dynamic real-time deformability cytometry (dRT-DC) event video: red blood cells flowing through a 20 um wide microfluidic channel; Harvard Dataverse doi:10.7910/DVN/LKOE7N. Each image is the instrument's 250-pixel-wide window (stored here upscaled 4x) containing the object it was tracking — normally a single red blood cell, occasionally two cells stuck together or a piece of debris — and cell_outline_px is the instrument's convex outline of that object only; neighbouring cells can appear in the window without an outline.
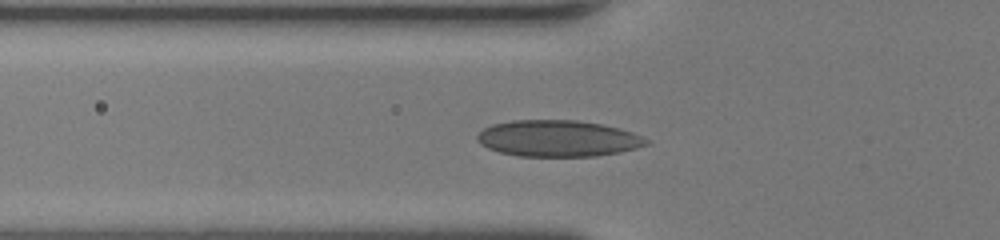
{"species": "human", "species_latin": "Homo sapiens", "temperature_condition": "room temperature", "stored_images_in_passage": 36, "camera_frame_rate_fps": 3000, "um_per_image_px": 0.085, "donor": {"sex": "female"}, "frame": {"image": 1, "passage_image": 7, "time_ms": 2.0, "image_size_px": [1000, 240], "cell_outline_px": [[652, 144], [620, 152], [596, 156], [520, 156], [500, 152], [488, 148], [480, 144], [476, 140], [476, 136], [484, 128], [492, 124], [512, 120], [576, 120], [604, 124], [620, 128], [632, 132], [648, 140]], "centroid_in_image_um": [47.44, 11.76], "position_along_channel_um": 78.4, "area_um2": 36.01}}
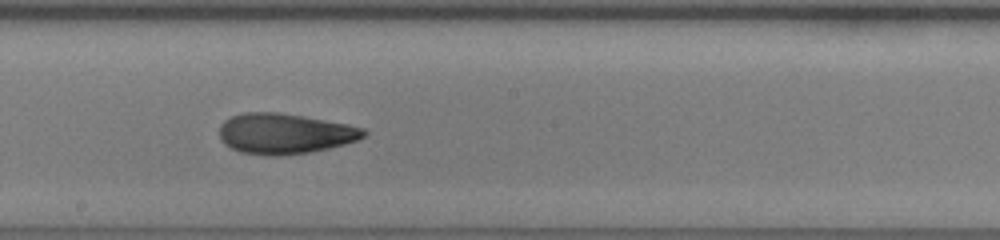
{"frame": {"image": 2, "passage_image": 17, "time_ms": 5.333, "image_size_px": [1000, 240], "cell_outline_px": [[368, 132], [364, 136], [356, 140], [344, 144], [328, 148], [308, 152], [276, 156], [272, 156], [240, 152], [232, 148], [220, 140], [220, 124], [224, 120], [232, 116], [244, 112], [276, 112], [304, 116], [348, 124], [364, 128]], "centroid_in_image_um": [24.19, 11.35], "position_along_channel_um": 224.0, "area_um2": 33.93}}
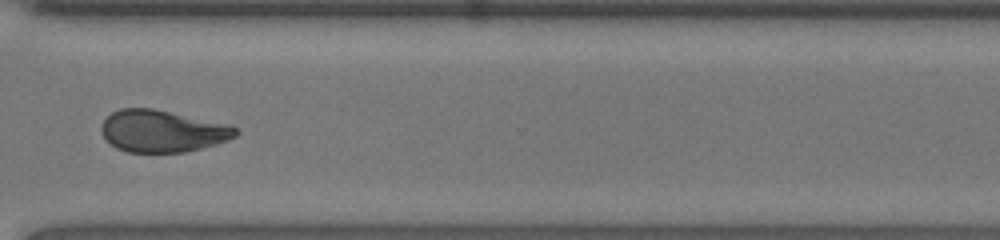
{"frame": {"image": 3, "passage_image": 26, "time_ms": 8.333, "image_size_px": [1000, 240], "cell_outline_px": [[240, 132], [236, 136], [228, 140], [216, 144], [184, 152], [128, 152], [116, 148], [100, 132], [100, 128], [104, 120], [112, 112], [120, 108], [152, 108], [228, 124], [236, 128]], "centroid_in_image_um": [13.8, 11.14], "position_along_channel_um": 356.8, "area_um2": 32.71}, "authors_computed_cell_mechanics": {"area_um2": 34.0442, "velocity_mm_per_s": 4.3893, "shape_relaxation_time_tau1_ms": 8.3715, "shape_relaxation_time_tau2_ms": 1.6949, "deformation_change_tau1": 0.1904, "deformation_change_tau2": 0.0744}}